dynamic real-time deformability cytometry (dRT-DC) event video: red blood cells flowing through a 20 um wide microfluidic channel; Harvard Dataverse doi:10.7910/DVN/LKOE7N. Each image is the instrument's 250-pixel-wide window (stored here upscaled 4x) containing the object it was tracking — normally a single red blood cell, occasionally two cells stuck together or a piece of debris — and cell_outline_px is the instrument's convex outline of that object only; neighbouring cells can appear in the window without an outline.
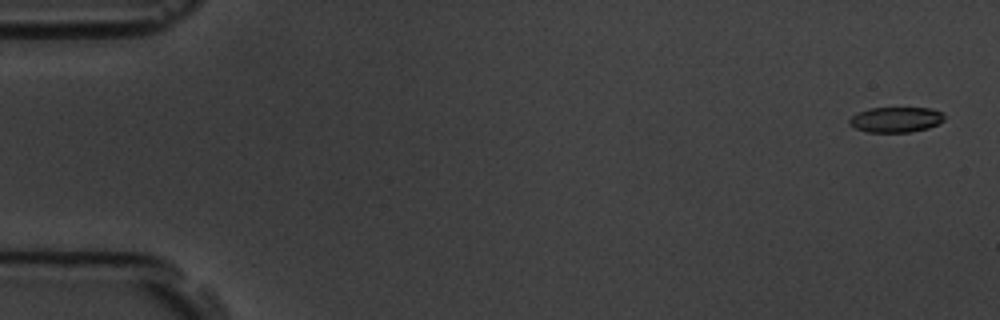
{"species": "common noctule bat (a hibernating species)", "species_latin": "Nyctalus noctula", "temperature_condition": "room temperature", "stored_images_in_passage": 8, "camera_frame_rate_fps": 3000, "um_per_image_px": 0.085, "animal": {"sex": "male", "body_mass_g": 19.5, "forearm_length_mm": 54.6}, "frame": {"image": 1, "passage_image": 1, "time_ms": 0.0, "image_size_px": [1000, 320], "cell_outline_px": [[944, 120], [940, 124], [928, 128], [908, 132], [868, 132], [856, 128], [848, 124], [848, 120], [856, 112], [868, 108], [932, 108], [940, 112], [944, 116]], "centroid_in_image_um": [76.13, 10.16], "position_along_channel_um": 8.9, "area_um2": 14.1}}
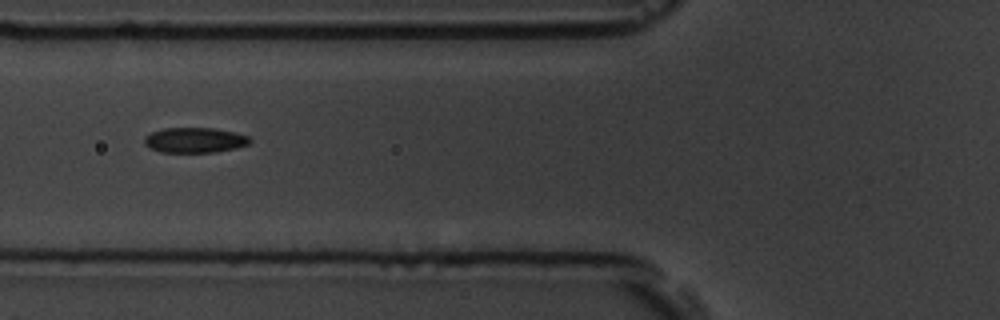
{"frame": {"image": 2, "passage_image": 7, "time_ms": 6.667, "image_size_px": [1000, 320], "cell_outline_px": [[252, 140], [248, 144], [236, 148], [216, 152], [160, 152], [144, 144], [144, 136], [152, 132], [164, 128], [212, 128], [236, 132], [248, 136]], "centroid_in_image_um": [16.56, 11.91], "position_along_channel_um": 109.2, "area_um2": 15.49}}
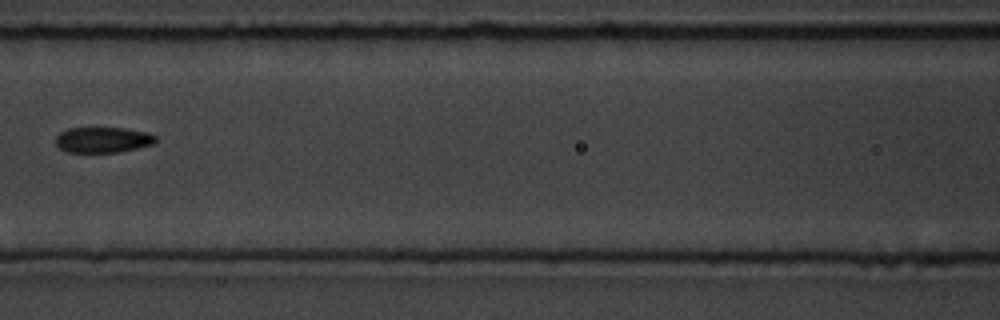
{"frame": {"image": 3, "passage_image": 8, "time_ms": 8.0, "image_size_px": [1000, 320], "cell_outline_px": [[156, 140], [152, 144], [136, 148], [116, 152], [68, 152], [60, 148], [56, 144], [56, 136], [60, 132], [68, 128], [124, 128], [148, 132], [156, 136]], "centroid_in_image_um": [8.73, 11.87], "position_along_channel_um": 157.9, "area_um2": 14.8}}